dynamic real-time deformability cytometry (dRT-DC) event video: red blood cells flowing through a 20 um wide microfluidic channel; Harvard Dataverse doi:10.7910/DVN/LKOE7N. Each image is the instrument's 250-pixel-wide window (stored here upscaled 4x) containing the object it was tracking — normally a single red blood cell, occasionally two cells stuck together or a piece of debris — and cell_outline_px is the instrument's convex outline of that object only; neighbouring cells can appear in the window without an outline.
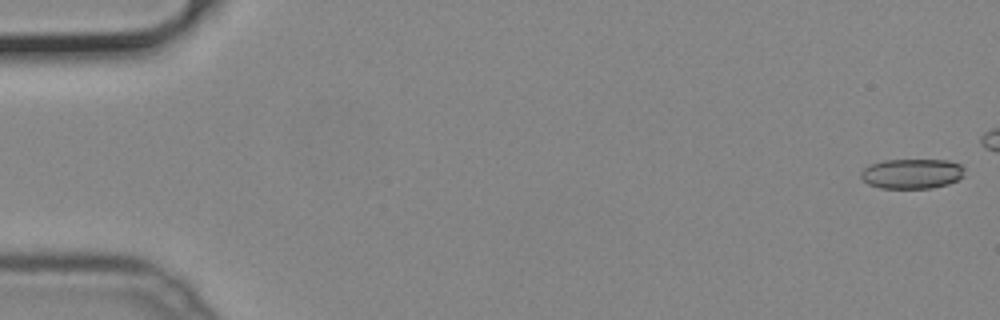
{"species": "common noctule bat (a hibernating species)", "species_latin": "Nyctalus noctula", "temperature_condition": "cold", "stored_images_in_passage": 42, "camera_frame_rate_fps": 3000, "um_per_image_px": 0.085, "animal": {"sex": "male", "body_mass_g": 19.2, "forearm_length_mm": 51.8}, "frame": {"image": 1, "passage_image": 1, "time_ms": 0.0, "image_size_px": [1000, 320], "cell_outline_px": [[964, 176], [948, 184], [932, 188], [880, 188], [868, 184], [860, 176], [860, 172], [864, 168], [872, 164], [884, 160], [948, 160], [960, 164], [964, 168]], "centroid_in_image_um": [77.52, 14.76], "position_along_channel_um": 7.5, "area_um2": 18.09}}
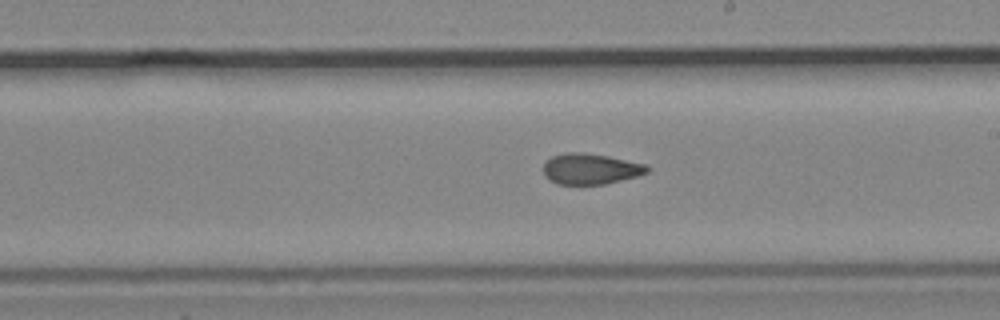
{"frame": {"image": 2, "passage_image": 29, "time_ms": 9.333, "image_size_px": [1000, 320], "cell_outline_px": [[652, 168], [648, 172], [636, 176], [604, 184], [556, 184], [548, 180], [544, 176], [544, 164], [552, 156], [568, 152], [584, 152], [608, 156], [648, 164]], "centroid_in_image_um": [50.21, 14.35], "position_along_channel_um": 238.8, "area_um2": 18.73}}
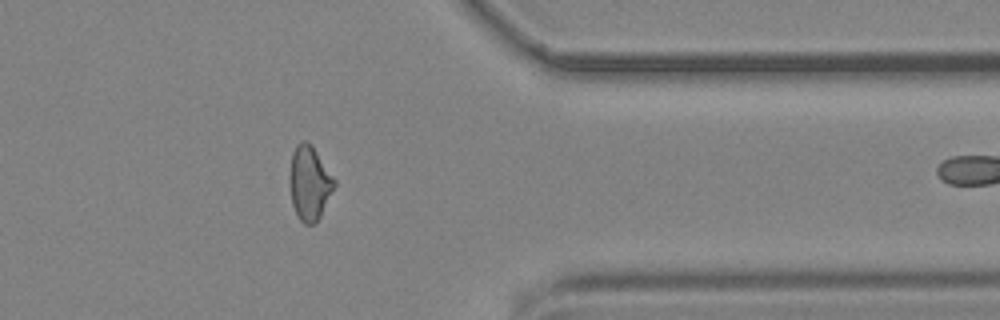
{"frame": {"image": 3, "passage_image": 41, "time_ms": 13.333, "image_size_px": [1000, 320], "cell_outline_px": [[336, 184], [320, 216], [312, 224], [304, 224], [300, 220], [292, 204], [288, 184], [288, 176], [292, 152], [296, 144], [300, 140], [304, 140], [312, 144], [336, 180]], "centroid_in_image_um": [26.28, 15.5], "position_along_channel_um": 385.1, "area_um2": 19.59}}